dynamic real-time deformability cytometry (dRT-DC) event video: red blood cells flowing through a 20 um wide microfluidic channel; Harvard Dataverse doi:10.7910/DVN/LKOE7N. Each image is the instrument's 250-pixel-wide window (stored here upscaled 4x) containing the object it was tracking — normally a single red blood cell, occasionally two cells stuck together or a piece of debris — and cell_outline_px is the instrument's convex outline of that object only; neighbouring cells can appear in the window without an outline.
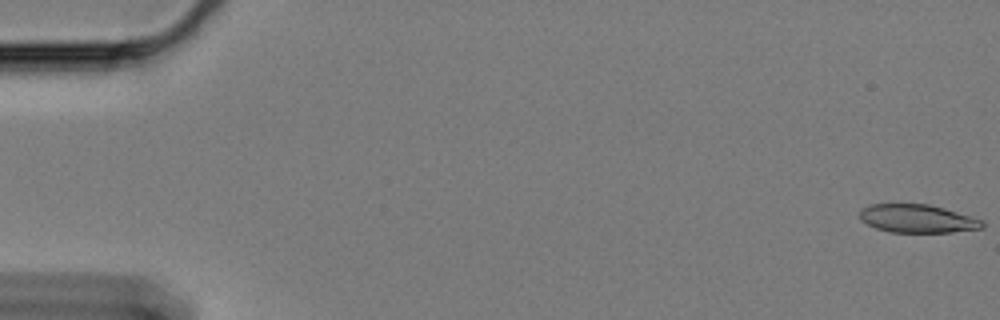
{"species": "Egyptian fruit bat (a non-hibernating species)", "species_latin": "Rousettus aegyptiacus", "temperature_condition": "cold", "stored_images_in_passage": 61, "camera_frame_rate_fps": 3000, "um_per_image_px": 0.085, "animal": {"sex": "female"}, "frame": {"image": 1, "passage_image": 1, "time_ms": 0.0, "image_size_px": [1000, 320], "cell_outline_px": [[984, 224], [980, 228], [952, 232], [888, 232], [876, 228], [868, 224], [860, 216], [860, 212], [864, 208], [872, 204], [928, 204], [944, 208], [980, 220]], "centroid_in_image_um": [77.95, 18.58], "position_along_channel_um": 7.0, "area_um2": 19.65}}
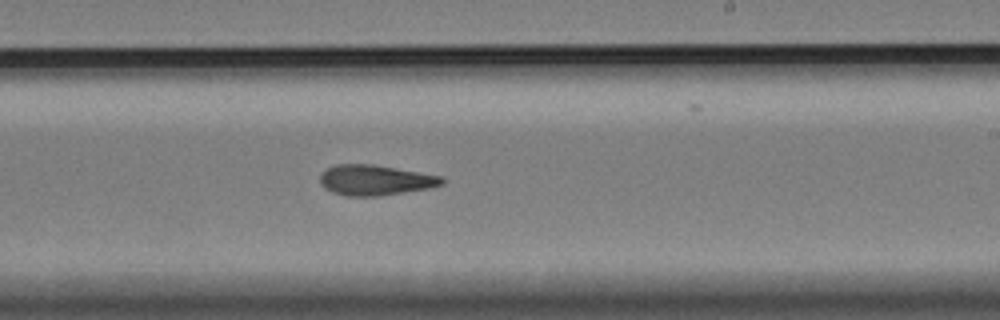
{"frame": {"image": 2, "passage_image": 37, "time_ms": 12.0, "image_size_px": [1000, 320], "cell_outline_px": [[444, 184], [428, 188], [380, 196], [344, 196], [332, 192], [324, 188], [320, 180], [320, 176], [328, 168], [336, 164], [372, 164], [440, 176], [444, 180]], "centroid_in_image_um": [31.86, 15.32], "position_along_channel_um": 257.1, "area_um2": 21.33}}
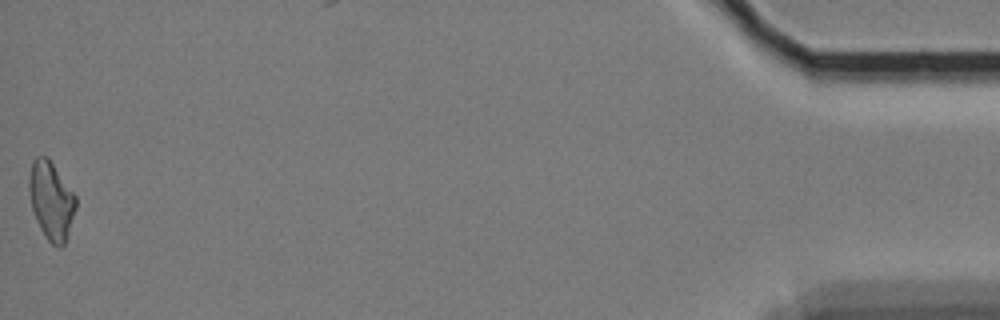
{"frame": {"image": 3, "passage_image": 61, "time_ms": 20.0, "image_size_px": [1000, 320], "cell_outline_px": [[76, 208], [64, 244], [60, 248], [56, 248], [44, 236], [36, 220], [32, 208], [28, 188], [28, 176], [32, 160], [36, 156], [48, 156], [76, 196]], "centroid_in_image_um": [4.33, 17.02], "position_along_channel_um": 430.9, "area_um2": 21.39}, "authors_computed_cell_mechanics": {"area_um2": 21.097, "velocity_mm_per_s": 3.3029, "shape_relaxation_time_tau1_ms": null, "shape_relaxation_time_tau2_ms": 4.8119, "deformation_change_tau1": null, "deformation_change_tau2": 0.145}}